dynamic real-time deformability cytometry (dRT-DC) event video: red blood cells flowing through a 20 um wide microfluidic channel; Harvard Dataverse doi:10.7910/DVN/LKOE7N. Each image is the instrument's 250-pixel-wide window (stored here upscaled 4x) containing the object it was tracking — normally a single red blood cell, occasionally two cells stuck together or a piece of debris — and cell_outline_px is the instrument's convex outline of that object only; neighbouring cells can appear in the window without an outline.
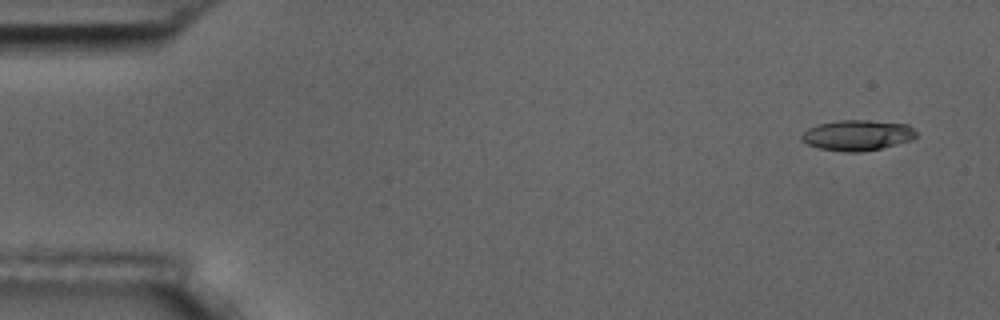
{"species": "common noctule bat (a hibernating species)", "species_latin": "Nyctalus noctula", "temperature_condition": "room temperature", "stored_images_in_passage": 5, "camera_frame_rate_fps": 3000, "um_per_image_px": 0.085, "animal": {"sex": "male", "body_mass_g": 17.5, "forearm_length_mm": 52.3}, "frame": {"image": 1, "passage_image": 1, "time_ms": 0.0, "image_size_px": [1000, 320], "cell_outline_px": [[916, 136], [912, 140], [880, 148], [860, 152], [844, 152], [820, 148], [808, 144], [800, 140], [800, 136], [808, 128], [820, 124], [836, 120], [868, 120], [908, 124], [916, 132]], "centroid_in_image_um": [72.87, 11.49], "position_along_channel_um": 12.1, "area_um2": 20.35}}
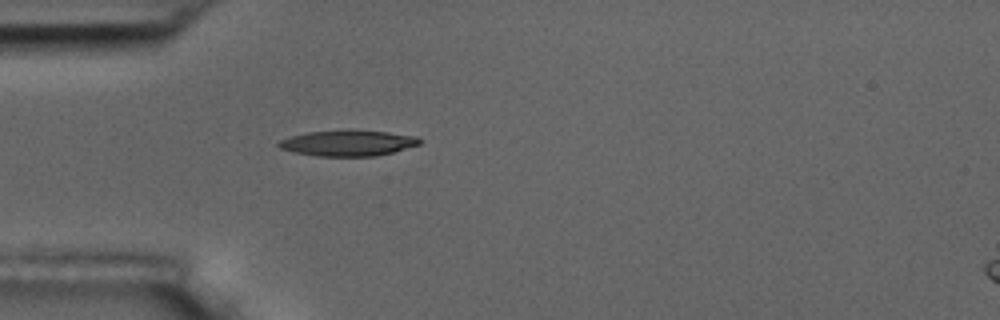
{"frame": {"image": 2, "passage_image": 5, "time_ms": 4.333, "image_size_px": [1000, 320], "cell_outline_px": [[424, 140], [420, 144], [392, 152], [376, 156], [320, 156], [296, 152], [280, 148], [276, 144], [280, 140], [292, 136], [308, 132], [348, 128], [352, 128], [388, 132], [416, 136]], "centroid_in_image_um": [29.62, 12.13], "position_along_channel_um": 55.4, "area_um2": 21.5}}